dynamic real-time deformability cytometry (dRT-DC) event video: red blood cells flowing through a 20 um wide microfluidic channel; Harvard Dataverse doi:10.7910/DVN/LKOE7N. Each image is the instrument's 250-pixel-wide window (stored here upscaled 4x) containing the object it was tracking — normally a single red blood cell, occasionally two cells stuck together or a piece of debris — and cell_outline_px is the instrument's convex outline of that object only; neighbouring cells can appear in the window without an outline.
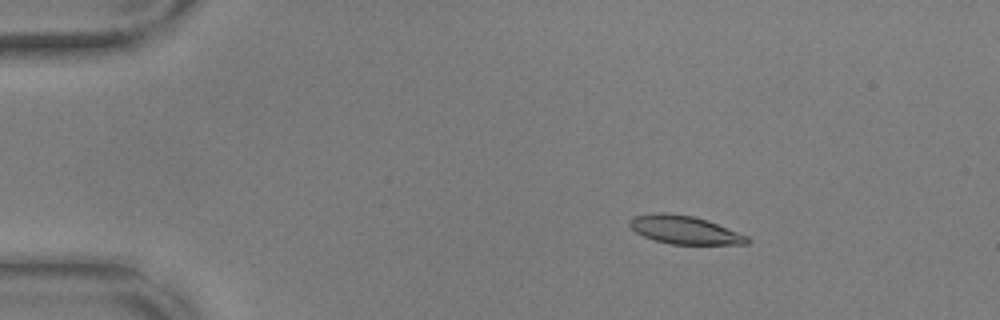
{"species": "common noctule bat (a hibernating species)", "species_latin": "Nyctalus noctula", "temperature_condition": "warm", "stored_images_in_passage": 56, "camera_frame_rate_fps": 3000, "um_per_image_px": 0.085, "animal": {"sex": "male", "body_mass_g": 17.9, "forearm_length_mm": 54.2}, "frame": {"image": 1, "passage_image": 10, "time_ms": 3.0, "image_size_px": [1000, 320], "cell_outline_px": [[752, 240], [748, 244], [672, 244], [656, 240], [644, 236], [636, 232], [628, 224], [628, 220], [636, 216], [660, 212], [664, 212], [692, 216], [708, 220], [748, 236]], "centroid_in_image_um": [58.22, 19.54], "position_along_channel_um": 26.8, "area_um2": 19.19}}
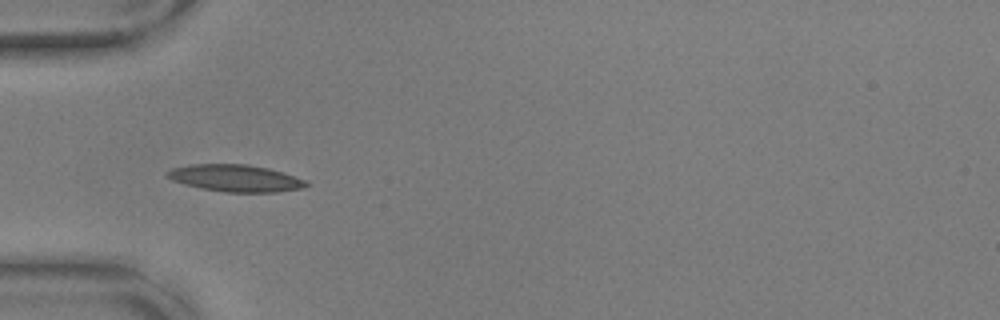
{"frame": {"image": 2, "passage_image": 19, "time_ms": 6.0, "image_size_px": [1000, 320], "cell_outline_px": [[308, 184], [304, 188], [276, 192], [224, 192], [184, 184], [172, 180], [164, 176], [164, 172], [172, 168], [192, 164], [248, 164], [268, 168], [304, 180]], "centroid_in_image_um": [19.95, 15.14], "position_along_channel_um": 65.1, "area_um2": 21.68}}
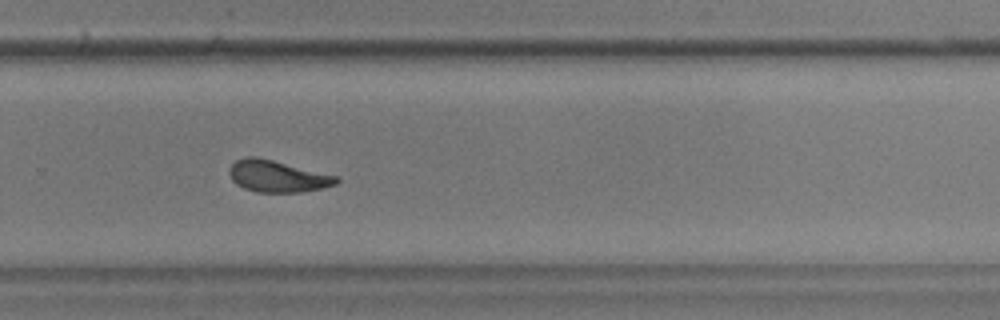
{"frame": {"image": 3, "passage_image": 39, "time_ms": 12.667, "image_size_px": [1000, 320], "cell_outline_px": [[340, 180], [336, 184], [320, 188], [300, 192], [256, 192], [244, 188], [236, 184], [232, 180], [228, 172], [228, 168], [236, 160], [244, 156], [256, 156], [336, 176]], "centroid_in_image_um": [23.51, 14.98], "position_along_channel_um": 306.3, "area_um2": 19.59}, "authors_computed_cell_mechanics": {"area_um2": 19.6809, "velocity_mm_per_s": 3.6368, "shape_relaxation_time_tau1_ms": 4.5435, "shape_relaxation_time_tau2_ms": 1.9721, "deformation_change_tau1": 0.1793, "deformation_change_tau2": 0.0916}}